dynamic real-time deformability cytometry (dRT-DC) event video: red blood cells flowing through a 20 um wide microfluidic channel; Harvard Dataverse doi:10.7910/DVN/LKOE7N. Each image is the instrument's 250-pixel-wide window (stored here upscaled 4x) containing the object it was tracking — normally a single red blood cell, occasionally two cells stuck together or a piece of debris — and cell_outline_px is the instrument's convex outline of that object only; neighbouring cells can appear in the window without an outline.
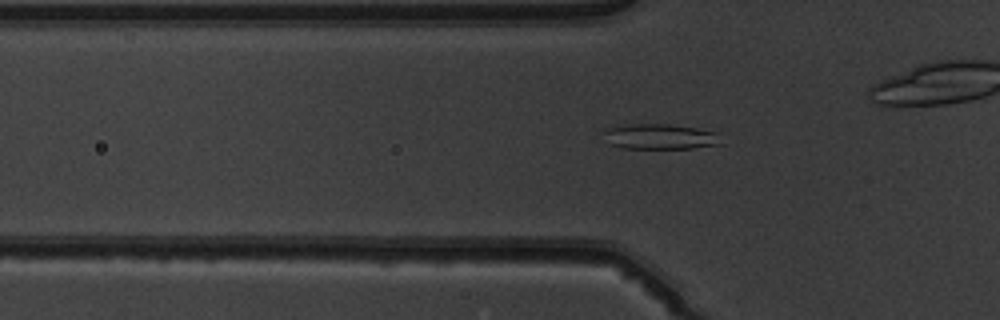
{"species": "common noctule bat (a hibernating species)", "species_latin": "Nyctalus noctula", "temperature_condition": "warm", "stored_images_in_passage": 52, "camera_frame_rate_fps": 3000, "um_per_image_px": 0.085, "animal": {"sex": "male", "body_mass_g": 19.5, "forearm_length_mm": 54.6}, "frame": {"image": 1, "passage_image": 17, "time_ms": 5.333, "image_size_px": [1000, 320], "cell_outline_px": [[724, 144], [692, 148], [624, 148], [608, 144], [600, 132], [608, 128], [628, 124], [668, 124], [696, 128], [716, 132]], "centroid_in_image_um": [56.07, 11.61], "position_along_channel_um": 69.7, "area_um2": 17.51}}
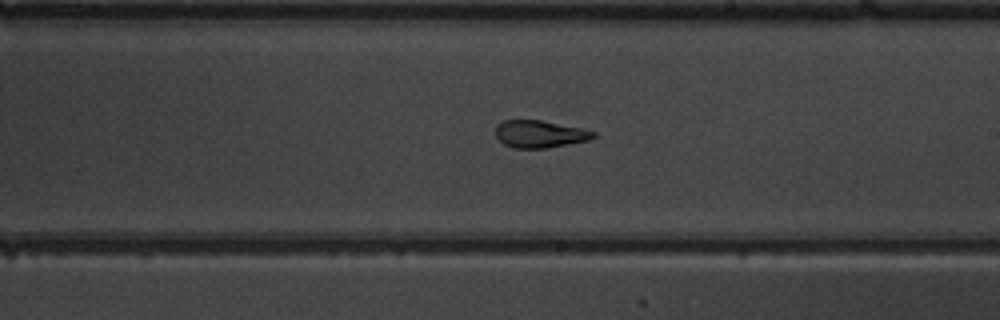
{"frame": {"image": 2, "passage_image": 30, "time_ms": 9.667, "image_size_px": [1000, 320], "cell_outline_px": [[596, 136], [588, 140], [548, 148], [512, 148], [504, 144], [496, 136], [496, 124], [504, 120], [540, 120], [580, 128], [596, 132]], "centroid_in_image_um": [45.85, 11.39], "position_along_channel_um": 243.1, "area_um2": 15.49}}
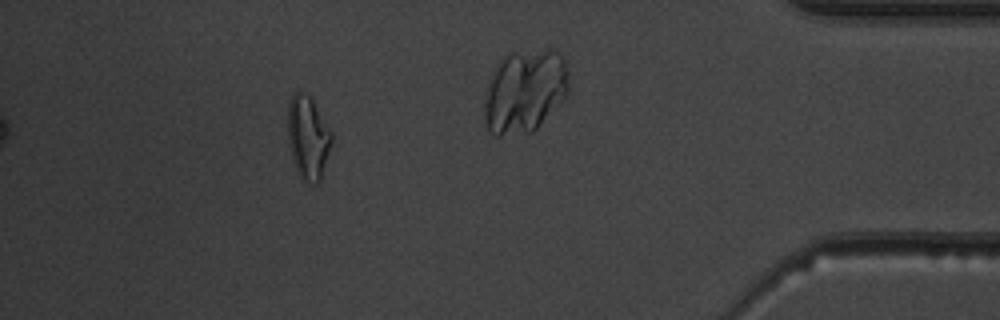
{"frame": {"image": 3, "passage_image": 46, "time_ms": 15.0, "image_size_px": [1000, 320], "cell_outline_px": [[332, 144], [324, 176], [316, 184], [312, 184], [304, 180], [296, 172], [292, 160], [288, 144], [288, 100], [296, 88], [300, 88], [312, 100], [332, 132]], "centroid_in_image_um": [26.18, 11.7], "position_along_channel_um": 409.0, "area_um2": 21.96}, "authors_computed_cell_mechanics": {"area_um2": 17.9469, "velocity_mm_per_s": 4.0153, "shape_relaxation_time_tau1_ms": 7.2367, "shape_relaxation_time_tau2_ms": 1.1771, "deformation_change_tau1": 0.188, "deformation_change_tau2": 0.0605}}